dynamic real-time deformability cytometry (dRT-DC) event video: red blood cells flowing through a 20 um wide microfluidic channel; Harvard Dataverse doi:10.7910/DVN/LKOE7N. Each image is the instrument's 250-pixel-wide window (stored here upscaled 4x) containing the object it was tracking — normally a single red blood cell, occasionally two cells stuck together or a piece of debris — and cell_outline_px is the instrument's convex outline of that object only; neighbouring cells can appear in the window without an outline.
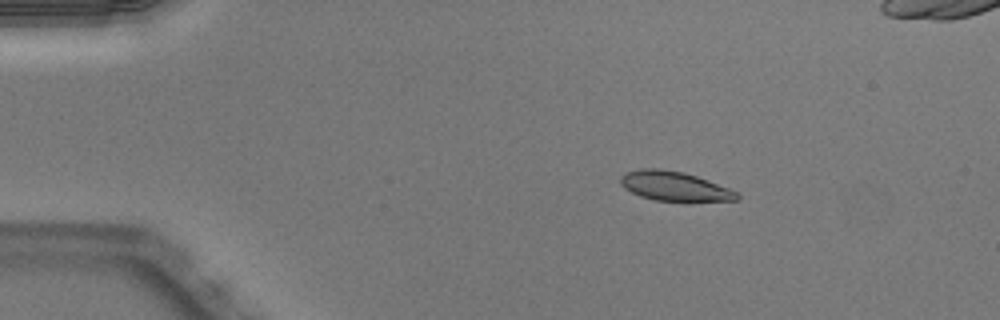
{"species": "Egyptian fruit bat (a non-hibernating species)", "species_latin": "Rousettus aegyptiacus", "temperature_condition": "warm", "stored_images_in_passage": 44, "camera_frame_rate_fps": 3000, "um_per_image_px": 0.085, "animal": {"sex": "male"}, "frame": {"image": 1, "passage_image": 1, "time_ms": 0.0, "image_size_px": [1000, 320], "cell_outline_px": [[740, 200], [656, 200], [640, 196], [624, 188], [620, 184], [620, 176], [624, 172], [640, 168], [660, 168], [684, 172], [708, 180], [728, 188], [736, 192], [740, 196]], "centroid_in_image_um": [57.26, 15.79], "position_along_channel_um": 27.7, "area_um2": 19.71}}
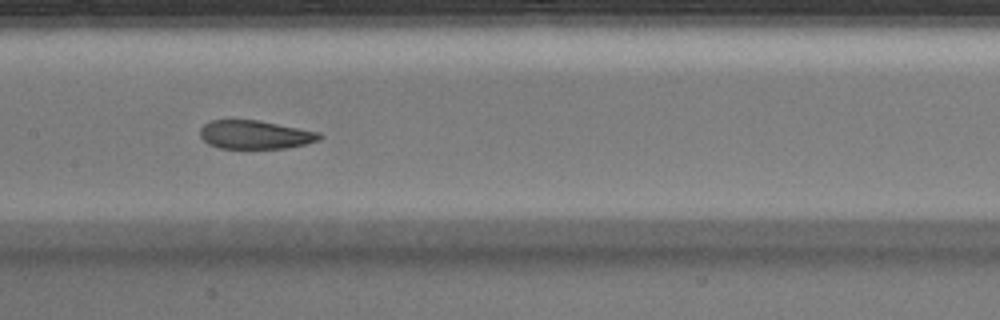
{"frame": {"image": 2, "passage_image": 18, "time_ms": 5.667, "image_size_px": [1000, 320], "cell_outline_px": [[324, 136], [320, 140], [304, 144], [284, 148], [220, 148], [208, 144], [200, 136], [200, 128], [204, 124], [212, 120], [260, 120], [320, 132]], "centroid_in_image_um": [21.7, 11.44], "position_along_channel_um": 185.7, "area_um2": 19.88}}
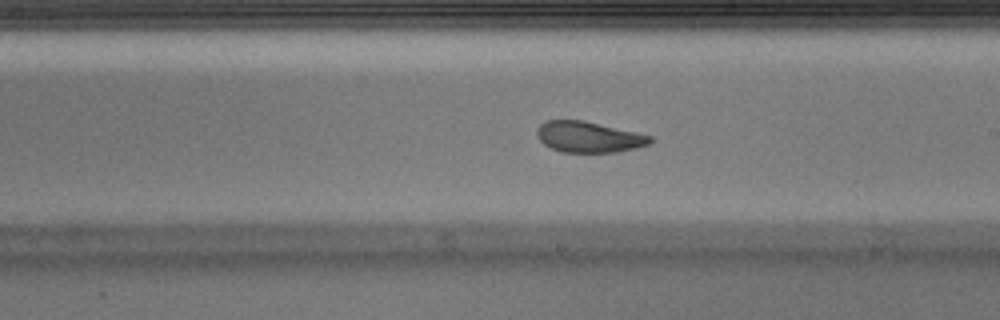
{"frame": {"image": 3, "passage_image": 22, "time_ms": 7.0, "image_size_px": [1000, 320], "cell_outline_px": [[656, 140], [648, 144], [636, 148], [616, 152], [560, 152], [544, 144], [536, 136], [536, 128], [544, 120], [584, 120], [636, 132], [652, 136]], "centroid_in_image_um": [50.03, 11.63], "position_along_channel_um": 239.0, "area_um2": 20.58}, "authors_computed_cell_mechanics": {"area_um2": 21.2415, "velocity_mm_per_s": 3.9998, "shape_relaxation_time_tau1_ms": 8.4731, "shape_relaxation_time_tau2_ms": 1.7333, "deformation_change_tau1": 0.2081, "deformation_change_tau2": 0.0622}}